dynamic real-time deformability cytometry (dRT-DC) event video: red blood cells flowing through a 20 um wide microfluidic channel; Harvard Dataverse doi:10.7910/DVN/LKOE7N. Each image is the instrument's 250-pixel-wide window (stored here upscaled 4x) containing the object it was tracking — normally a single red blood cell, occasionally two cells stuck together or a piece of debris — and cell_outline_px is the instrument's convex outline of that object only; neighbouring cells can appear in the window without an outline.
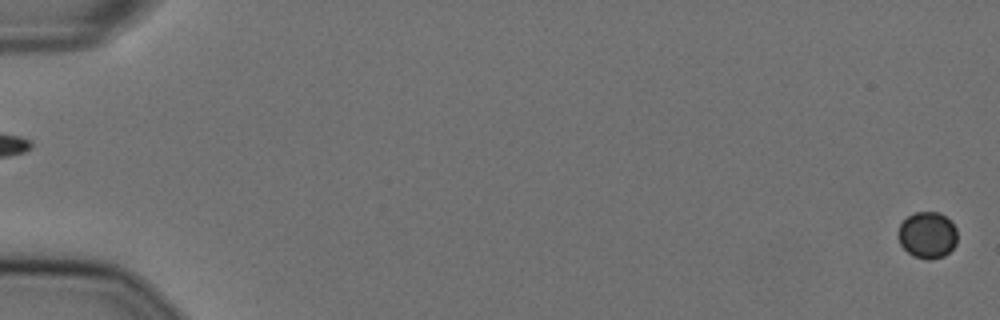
{"species": "Egyptian fruit bat (a non-hibernating species)", "species_latin": "Rousettus aegyptiacus", "temperature_condition": "cold", "stored_images_in_passage": 24, "camera_frame_rate_fps": 3000, "um_per_image_px": 0.085, "animal": {"sex": "female"}, "frame": {"image": 1, "passage_image": 2, "time_ms": 0.333, "image_size_px": [1000, 320], "cell_outline_px": [[956, 244], [944, 256], [928, 260], [912, 256], [900, 244], [896, 232], [900, 224], [912, 212], [940, 212], [956, 228]], "centroid_in_image_um": [78.79, 19.98], "position_along_channel_um": 6.2, "area_um2": 16.07}}
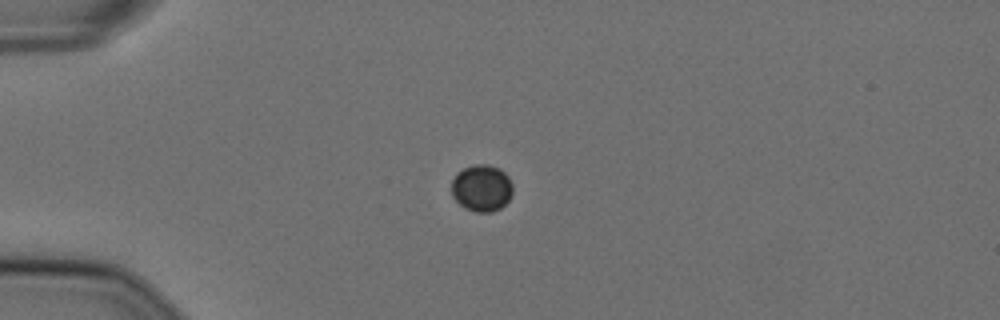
{"frame": {"image": 2, "passage_image": 17, "time_ms": 5.333, "image_size_px": [1000, 320], "cell_outline_px": [[512, 196], [500, 208], [492, 212], [476, 212], [464, 208], [452, 196], [452, 180], [456, 172], [464, 168], [476, 164], [488, 164], [500, 168], [508, 176], [512, 184]], "centroid_in_image_um": [40.94, 15.98], "position_along_channel_um": 44.1, "area_um2": 16.82}}
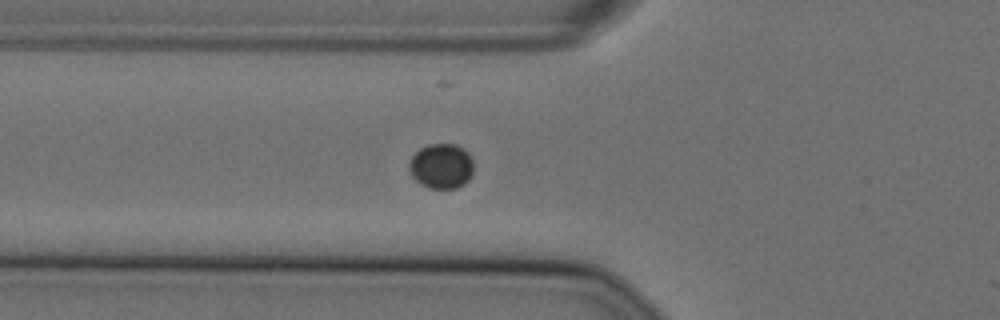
{"frame": {"image": 3, "passage_image": 23, "time_ms": 7.333, "image_size_px": [1000, 320], "cell_outline_px": [[472, 176], [464, 184], [456, 188], [428, 188], [420, 184], [412, 176], [408, 168], [408, 164], [412, 156], [420, 148], [428, 144], [456, 144], [468, 152], [472, 160]], "centroid_in_image_um": [37.5, 14.12], "position_along_channel_um": 88.3, "area_um2": 16.99}}